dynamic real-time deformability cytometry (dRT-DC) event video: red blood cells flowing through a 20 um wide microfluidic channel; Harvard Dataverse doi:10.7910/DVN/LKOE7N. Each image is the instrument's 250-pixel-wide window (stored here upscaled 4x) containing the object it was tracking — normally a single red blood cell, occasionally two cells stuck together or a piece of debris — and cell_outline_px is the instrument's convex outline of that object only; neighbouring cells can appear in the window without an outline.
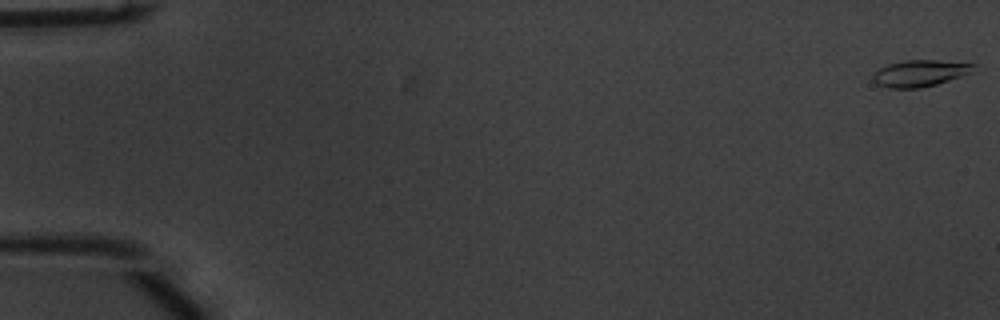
{"species": "common noctule bat (a hibernating species)", "species_latin": "Nyctalus noctula", "temperature_condition": "warm", "stored_images_in_passage": 55, "segment_of_instrument_passage": [1, 2], "camera_frame_rate_fps": 3000, "um_per_image_px": 0.085, "animal": {"sex": "male", "body_mass_g": 20.1, "forearm_length_mm": 53.5}, "frame": {"image": 1, "passage_image": 1, "time_ms": 0.0, "image_size_px": [1000, 320], "cell_outline_px": [[976, 64], [972, 72], [936, 84], [920, 88], [888, 88], [876, 84], [872, 80], [872, 72], [888, 64], [904, 60], [936, 60]], "centroid_in_image_um": [78.13, 6.22], "position_along_channel_um": 6.9, "area_um2": 15.55}}
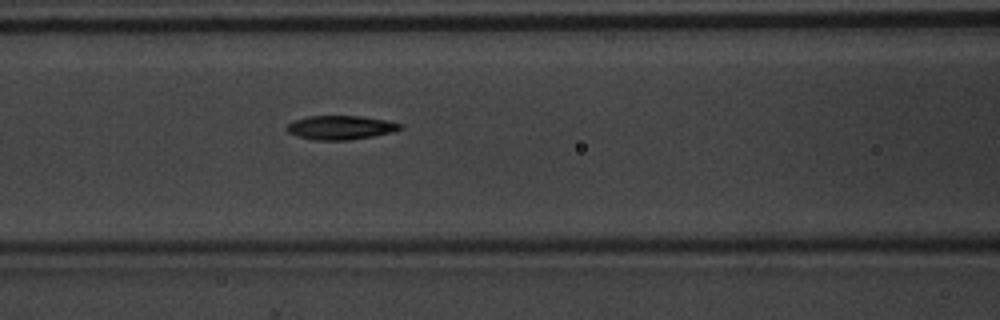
{"frame": {"image": 2, "passage_image": 24, "time_ms": 7.667, "image_size_px": [1000, 320], "cell_outline_px": [[404, 128], [392, 132], [372, 136], [348, 140], [316, 140], [296, 136], [288, 132], [284, 128], [292, 120], [304, 116], [364, 116], [388, 120], [404, 124]], "centroid_in_image_um": [28.95, 10.83], "position_along_channel_um": 137.7, "area_um2": 16.13}}
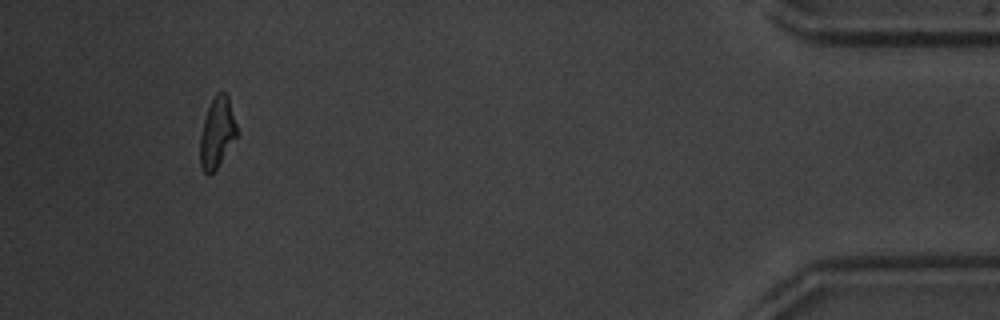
{"frame": {"image": 3, "passage_image": 51, "time_ms": 16.667, "image_size_px": [1000, 320], "cell_outline_px": [[236, 136], [216, 168], [208, 176], [200, 168], [200, 136], [204, 120], [208, 108], [216, 92], [224, 92], [228, 96], [236, 124]], "centroid_in_image_um": [18.42, 11.27], "position_along_channel_um": 416.8, "area_um2": 14.68}}